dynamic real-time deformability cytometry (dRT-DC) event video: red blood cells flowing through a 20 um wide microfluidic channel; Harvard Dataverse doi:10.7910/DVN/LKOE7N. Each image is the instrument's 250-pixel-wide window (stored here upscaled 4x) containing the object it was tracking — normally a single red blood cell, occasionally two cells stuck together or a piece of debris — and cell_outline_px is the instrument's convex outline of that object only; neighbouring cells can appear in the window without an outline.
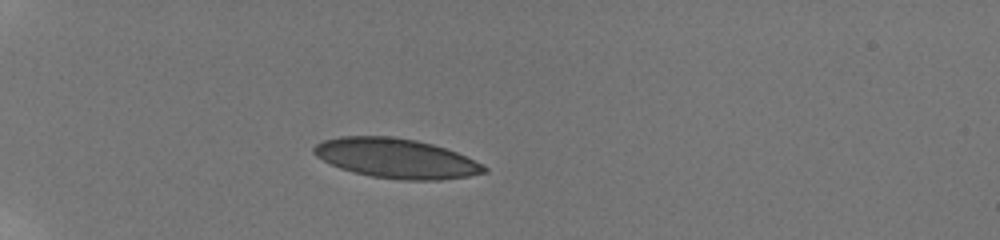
{"species": "human", "species_latin": "Homo sapiens", "temperature_condition": "room temperature", "stored_images_in_passage": 20, "camera_frame_rate_fps": 3000, "um_per_image_px": 0.085, "donor": {"sex": "male"}, "frame": {"image": 1, "passage_image": 4, "time_ms": 2.333, "image_size_px": [1000, 240], "cell_outline_px": [[488, 172], [468, 176], [440, 180], [400, 180], [372, 176], [352, 172], [340, 168], [316, 156], [312, 152], [312, 148], [316, 144], [324, 140], [340, 136], [392, 136], [416, 140], [432, 144], [456, 152], [488, 168]], "centroid_in_image_um": [33.64, 13.46], "position_along_channel_um": 51.4, "area_um2": 39.13}}
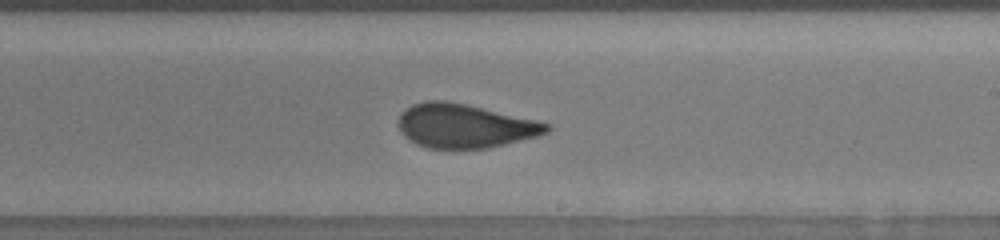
{"frame": {"image": 2, "passage_image": 20, "time_ms": 8.667, "image_size_px": [1000, 240], "cell_outline_px": [[552, 128], [548, 132], [536, 136], [488, 148], [428, 148], [416, 144], [408, 140], [400, 132], [400, 116], [404, 108], [412, 104], [428, 100], [444, 100], [464, 104], [536, 120], [552, 124]], "centroid_in_image_um": [39.48, 10.7], "position_along_channel_um": 249.5, "area_um2": 37.69}}